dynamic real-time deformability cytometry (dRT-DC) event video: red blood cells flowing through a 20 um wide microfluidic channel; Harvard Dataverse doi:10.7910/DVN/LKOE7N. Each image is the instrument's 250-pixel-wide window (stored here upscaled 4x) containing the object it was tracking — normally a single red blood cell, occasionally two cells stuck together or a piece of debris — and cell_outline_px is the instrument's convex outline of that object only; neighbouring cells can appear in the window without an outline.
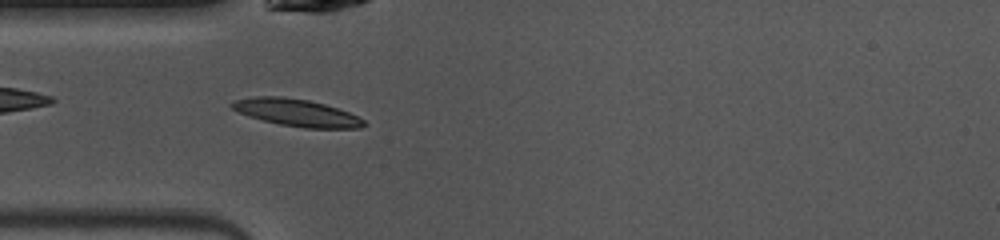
{"species": "common noctule bat (a hibernating species)", "species_latin": "Nyctalus noctula", "temperature_condition": "warm", "stored_images_in_passage": 38, "camera_frame_rate_fps": 3000, "um_per_image_px": 0.085, "animal": {"sex": "female", "body_mass_g": 10.0, "forearm_length_mm": 53.1}, "frame": {"image": 1, "passage_image": 3, "time_ms": 0.667, "image_size_px": [1000, 240], "cell_outline_px": [[368, 124], [360, 128], [304, 128], [280, 124], [248, 116], [232, 108], [228, 104], [232, 100], [256, 96], [280, 96], [308, 100], [324, 104], [348, 112], [364, 120]], "centroid_in_image_um": [25.19, 9.57], "position_along_channel_um": 59.8, "area_um2": 20.81}}
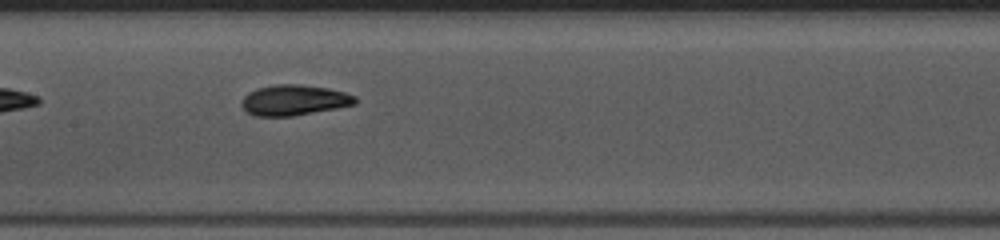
{"frame": {"image": 2, "passage_image": 12, "time_ms": 3.667, "image_size_px": [1000, 240], "cell_outline_px": [[356, 104], [336, 108], [292, 116], [256, 116], [248, 112], [240, 104], [240, 100], [248, 92], [256, 88], [276, 84], [300, 84], [328, 88], [344, 92], [356, 96]], "centroid_in_image_um": [24.97, 8.5], "position_along_channel_um": 182.4, "area_um2": 20.23}}
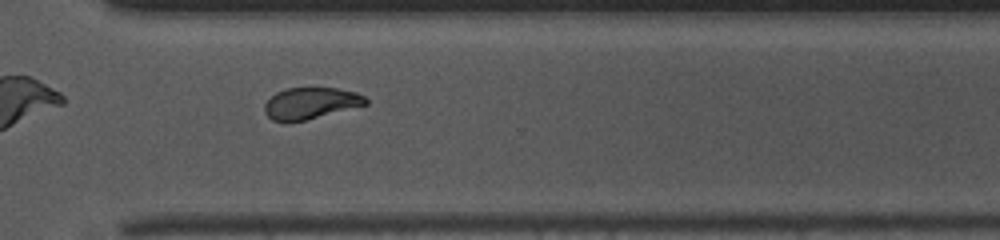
{"frame": {"image": 3, "passage_image": 24, "time_ms": 7.667, "image_size_px": [1000, 240], "cell_outline_px": [[368, 104], [288, 124], [284, 124], [272, 120], [264, 112], [264, 104], [276, 92], [284, 88], [336, 88], [356, 92], [364, 96], [368, 100]], "centroid_in_image_um": [26.35, 8.79], "position_along_channel_um": 344.2, "area_um2": 18.73}, "authors_computed_cell_mechanics": {"area_um2": 19.7387, "velocity_mm_per_s": 4.0587, "shape_relaxation_time_tau1_ms": 2.6573, "shape_relaxation_time_tau2_ms": 3.2673, "deformation_change_tau1": 0.1641, "deformation_change_tau2": 0.084}}